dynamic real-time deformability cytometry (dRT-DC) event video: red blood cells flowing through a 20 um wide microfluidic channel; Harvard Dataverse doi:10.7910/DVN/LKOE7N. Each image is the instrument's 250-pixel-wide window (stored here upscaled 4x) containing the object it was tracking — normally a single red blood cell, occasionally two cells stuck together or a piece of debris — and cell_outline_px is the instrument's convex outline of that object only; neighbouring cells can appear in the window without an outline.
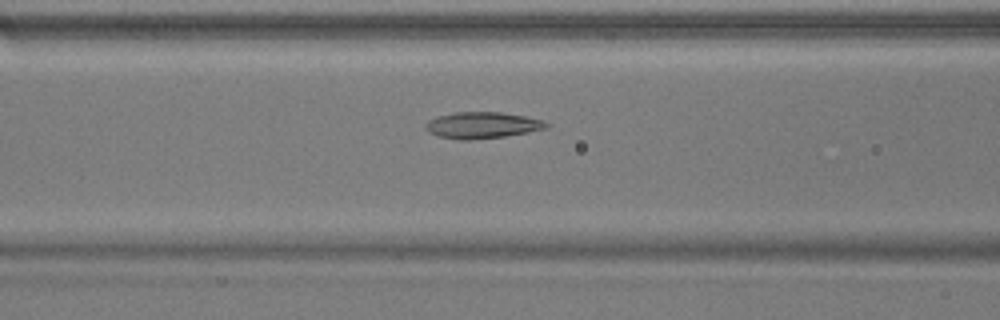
{"species": "common noctule bat (a hibernating species)", "species_latin": "Nyctalus noctula", "temperature_condition": "warm", "stored_images_in_passage": 31, "camera_frame_rate_fps": 3000, "um_per_image_px": 0.085, "animal": {"sex": "male", "body_mass_g": 17.9}, "frame": {"image": 1, "passage_image": 11, "time_ms": 3.333, "image_size_px": [1000, 320], "cell_outline_px": [[548, 128], [528, 132], [504, 136], [468, 140], [460, 140], [440, 136], [428, 132], [424, 128], [424, 124], [428, 120], [436, 116], [452, 112], [500, 112], [524, 116], [544, 120], [548, 124]], "centroid_in_image_um": [40.95, 10.63], "position_along_channel_um": 125.7, "area_um2": 18.61}}
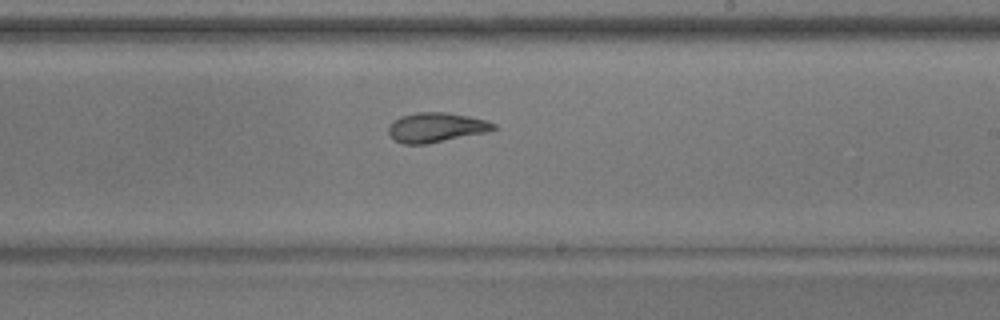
{"frame": {"image": 2, "passage_image": 21, "time_ms": 6.667, "image_size_px": [1000, 320], "cell_outline_px": [[496, 128], [484, 132], [424, 144], [404, 144], [396, 140], [388, 132], [388, 128], [392, 120], [400, 116], [416, 112], [448, 112], [468, 116], [484, 120], [496, 124]], "centroid_in_image_um": [37.01, 10.81], "position_along_channel_um": 252.0, "area_um2": 17.8}}
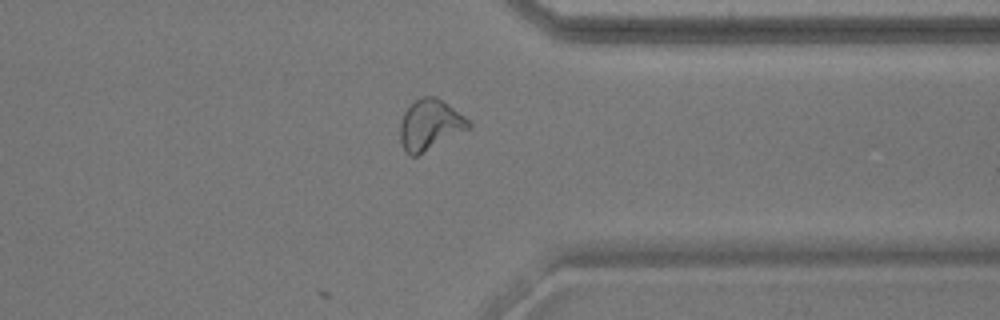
{"frame": {"image": 3, "passage_image": 31, "time_ms": 10.0, "image_size_px": [1000, 320], "cell_outline_px": [[472, 124], [468, 128], [416, 156], [412, 156], [404, 152], [400, 140], [400, 124], [404, 112], [416, 100], [424, 96], [436, 96], [464, 116]], "centroid_in_image_um": [36.5, 10.61], "position_along_channel_um": 374.9, "area_um2": 19.65}, "authors_computed_cell_mechanics": {"area_um2": 18.207, "velocity_mm_per_s": 3.7967, "shape_relaxation_time_tau1_ms": 5.863, "shape_relaxation_time_tau2_ms": 1.8387, "deformation_change_tau1": 0.197, "deformation_change_tau2": 0.0801}}